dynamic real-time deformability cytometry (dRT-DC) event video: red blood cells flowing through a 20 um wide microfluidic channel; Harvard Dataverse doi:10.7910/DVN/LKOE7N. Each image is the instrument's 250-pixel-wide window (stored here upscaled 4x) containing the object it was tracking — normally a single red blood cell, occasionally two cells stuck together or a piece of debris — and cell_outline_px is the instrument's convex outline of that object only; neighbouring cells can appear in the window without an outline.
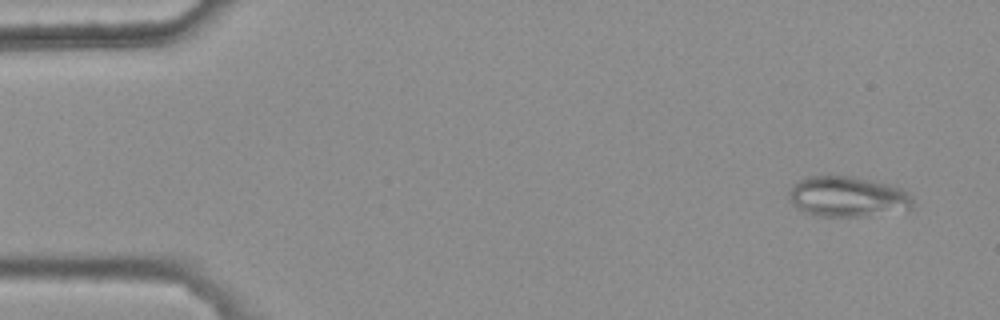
{"species": "common noctule bat (a hibernating species)", "species_latin": "Nyctalus noctula", "temperature_condition": "warm", "stored_images_in_passage": 5, "camera_frame_rate_fps": 3000, "um_per_image_px": 0.085, "animal": {"sex": "female", "body_mass_g": 25.1}, "frame": {"image": 1, "passage_image": 1, "time_ms": 0.0, "image_size_px": [1000, 320], "cell_outline_px": [[912, 208], [860, 216], [816, 216], [804, 212], [796, 208], [792, 204], [788, 196], [788, 192], [792, 184], [804, 176], [852, 176], [872, 180], [888, 184], [900, 188], [908, 192], [912, 196]], "centroid_in_image_um": [71.96, 16.7], "position_along_channel_um": 13.0, "area_um2": 29.19}}